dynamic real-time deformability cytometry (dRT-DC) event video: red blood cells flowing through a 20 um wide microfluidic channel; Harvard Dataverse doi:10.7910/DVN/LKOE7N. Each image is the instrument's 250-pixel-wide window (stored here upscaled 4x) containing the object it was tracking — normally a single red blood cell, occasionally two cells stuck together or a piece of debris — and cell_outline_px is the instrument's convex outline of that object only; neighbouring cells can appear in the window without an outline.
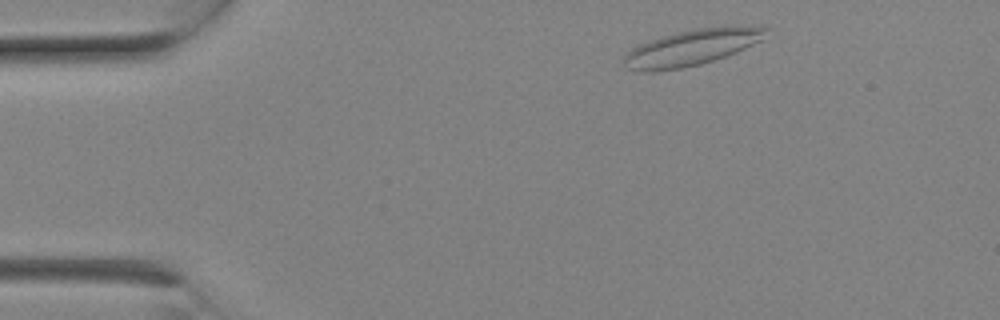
{"species": "Egyptian fruit bat (a non-hibernating species)", "species_latin": "Rousettus aegyptiacus", "temperature_condition": "room temperature", "stored_images_in_passage": 4, "camera_frame_rate_fps": 3000, "um_per_image_px": 0.085, "animal": {"sex": "female"}, "frame": {"image": 1, "passage_image": 1, "time_ms": 0.0, "image_size_px": [1000, 320], "cell_outline_px": [[768, 28], [760, 40], [736, 52], [700, 64], [680, 68], [656, 72], [640, 72], [624, 68], [624, 56], [632, 48], [640, 44], [660, 36], [676, 32], [696, 28], [764, 24]], "centroid_in_image_um": [58.77, 4.03], "position_along_channel_um": 26.2, "area_um2": 29.88}}